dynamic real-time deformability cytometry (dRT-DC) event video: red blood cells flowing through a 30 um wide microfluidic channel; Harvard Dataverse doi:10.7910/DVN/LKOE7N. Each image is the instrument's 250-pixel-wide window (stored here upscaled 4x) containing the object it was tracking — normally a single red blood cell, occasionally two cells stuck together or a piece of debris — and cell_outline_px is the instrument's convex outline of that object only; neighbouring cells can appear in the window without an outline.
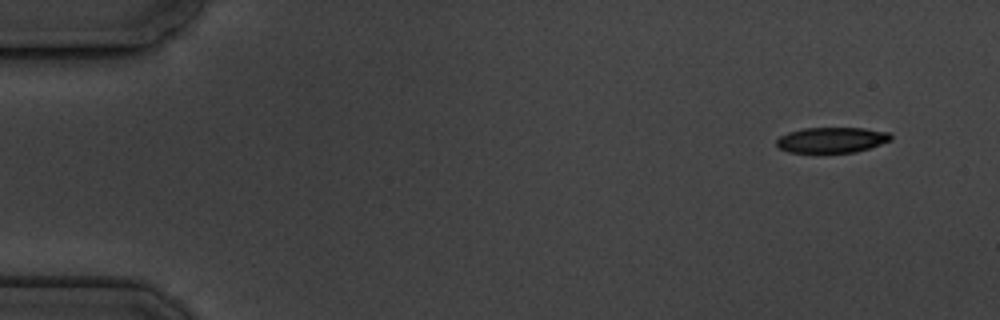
{"species": "common noctule bat (a hibernating species)", "species_latin": "Nyctalus noctula", "temperature_condition": "cold", "stored_images_in_passage": 16, "camera_frame_rate_fps": 3000, "um_per_image_px": 0.085, "animal": {"sex": "male", "body_mass_g": 19.5, "forearm_length_mm": 54.6}, "frame": {"image": 1, "passage_image": 1, "time_ms": 0.0, "image_size_px": [1000, 320], "cell_outline_px": [[892, 140], [856, 152], [816, 156], [788, 152], [780, 148], [776, 144], [776, 140], [780, 136], [788, 132], [804, 128], [864, 128], [888, 132], [892, 136]], "centroid_in_image_um": [70.64, 11.95], "position_along_channel_um": 14.4, "area_um2": 17.86}}
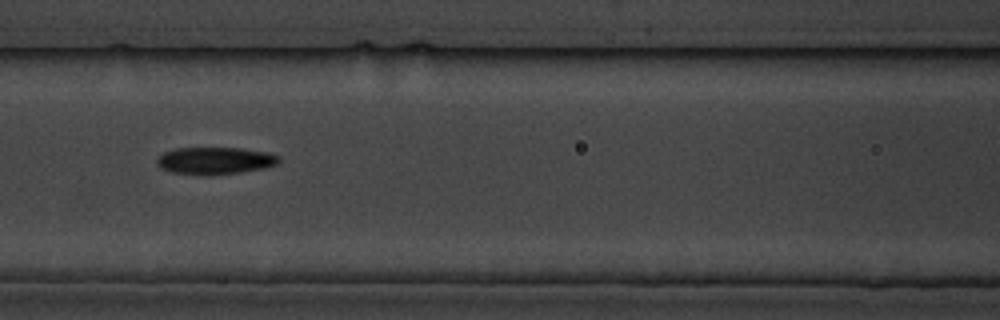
{"frame": {"image": 2, "passage_image": 7, "time_ms": 7.0, "image_size_px": [1000, 320], "cell_outline_px": [[280, 160], [276, 164], [264, 168], [240, 172], [172, 172], [160, 168], [156, 160], [164, 152], [176, 148], [240, 148], [268, 152], [280, 156]], "centroid_in_image_um": [18.32, 13.6], "position_along_channel_um": 148.3, "area_um2": 18.38}}
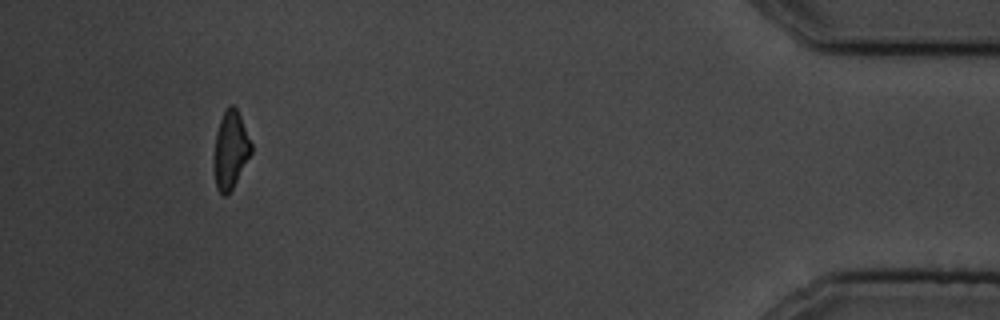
{"frame": {"image": 3, "passage_image": 15, "time_ms": 16.333, "image_size_px": [1000, 320], "cell_outline_px": [[252, 152], [232, 188], [224, 196], [216, 188], [216, 132], [220, 120], [228, 104], [232, 104], [236, 108], [240, 116], [252, 144]], "centroid_in_image_um": [19.63, 12.69], "position_along_channel_um": 415.6, "area_um2": 16.07}, "authors_computed_cell_mechanics": {"area_um2": 18.1203, "velocity_mm_per_s": 3.5541, "shape_relaxation_time_tau1_ms": 2.2713, "shape_relaxation_time_tau2_ms": 3.8772, "deformation_change_tau1": 0.1026, "deformation_change_tau2": 0.1252}}